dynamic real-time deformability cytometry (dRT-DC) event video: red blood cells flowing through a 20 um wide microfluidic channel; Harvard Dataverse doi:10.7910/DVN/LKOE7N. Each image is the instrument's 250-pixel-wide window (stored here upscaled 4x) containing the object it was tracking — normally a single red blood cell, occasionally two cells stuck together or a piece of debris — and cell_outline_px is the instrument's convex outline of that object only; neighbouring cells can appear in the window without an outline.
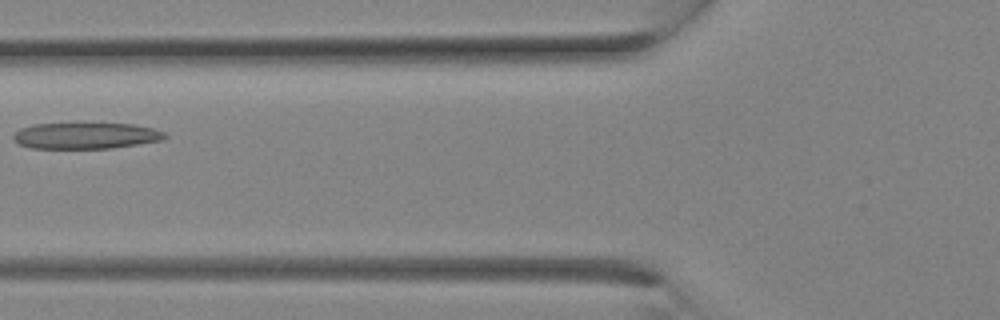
{"species": "Egyptian fruit bat (a non-hibernating species)", "species_latin": "Rousettus aegyptiacus", "temperature_condition": "room temperature", "stored_images_in_passage": 9, "camera_frame_rate_fps": 3000, "um_per_image_px": 0.085, "animal": {"sex": "female"}, "frame": {"image": 1, "passage_image": 3, "time_ms": 0.667, "image_size_px": [1000, 320], "cell_outline_px": [[168, 136], [164, 140], [112, 148], [28, 148], [20, 144], [12, 136], [20, 128], [32, 124], [132, 124], [152, 128], [164, 132]], "centroid_in_image_um": [7.31, 11.54], "position_along_channel_um": 118.5, "area_um2": 22.95}}
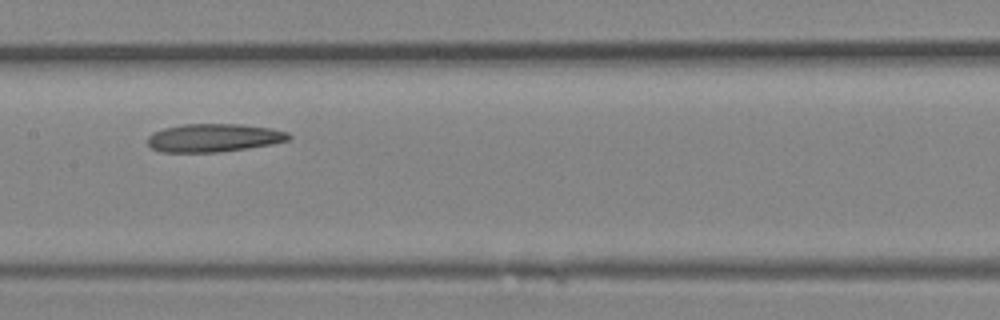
{"frame": {"image": 2, "passage_image": 6, "time_ms": 1.667, "image_size_px": [1000, 320], "cell_outline_px": [[292, 136], [288, 140], [272, 144], [248, 148], [220, 152], [160, 152], [152, 148], [148, 144], [148, 136], [152, 132], [164, 128], [184, 124], [240, 124], [272, 128], [288, 132]], "centroid_in_image_um": [18.18, 11.71], "position_along_channel_um": 189.2, "area_um2": 23.29}}
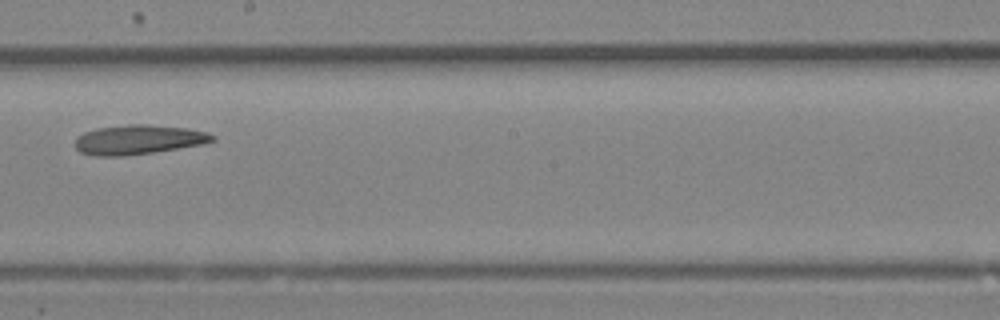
{"frame": {"image": 3, "passage_image": 8, "time_ms": 2.333, "image_size_px": [1000, 320], "cell_outline_px": [[216, 140], [204, 144], [152, 152], [124, 156], [92, 156], [80, 152], [72, 144], [76, 136], [84, 132], [96, 128], [128, 124], [148, 124], [188, 128], [208, 132], [216, 136]], "centroid_in_image_um": [11.73, 11.86], "position_along_channel_um": 236.5, "area_um2": 23.99}}